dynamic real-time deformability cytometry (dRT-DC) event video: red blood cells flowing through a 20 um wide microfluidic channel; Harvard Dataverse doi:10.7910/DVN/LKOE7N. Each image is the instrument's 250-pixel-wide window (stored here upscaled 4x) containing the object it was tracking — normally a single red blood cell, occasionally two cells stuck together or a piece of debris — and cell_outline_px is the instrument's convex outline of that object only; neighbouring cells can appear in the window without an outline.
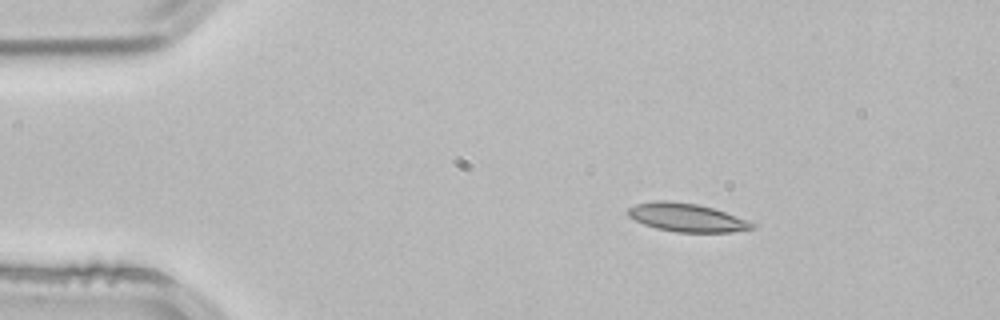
{"species": "common noctule bat (a hibernating species)", "species_latin": "Nyctalus noctula", "temperature_condition": "room temperature", "stored_images_in_passage": 3, "camera_frame_rate_fps": 3000, "um_per_image_px": 0.085, "animal": {"sex": "male", "body_mass_g": 21.5, "forearm_length_mm": 52.0}, "frame": {"image": 1, "passage_image": 1, "time_ms": 0.0, "image_size_px": [1000, 320], "cell_outline_px": [[756, 228], [728, 232], [676, 232], [656, 228], [644, 224], [628, 216], [628, 208], [636, 204], [652, 200], [668, 200], [696, 204], [712, 208], [724, 212], [756, 224]], "centroid_in_image_um": [58.33, 18.48], "position_along_channel_um": 26.7, "area_um2": 20.29}}
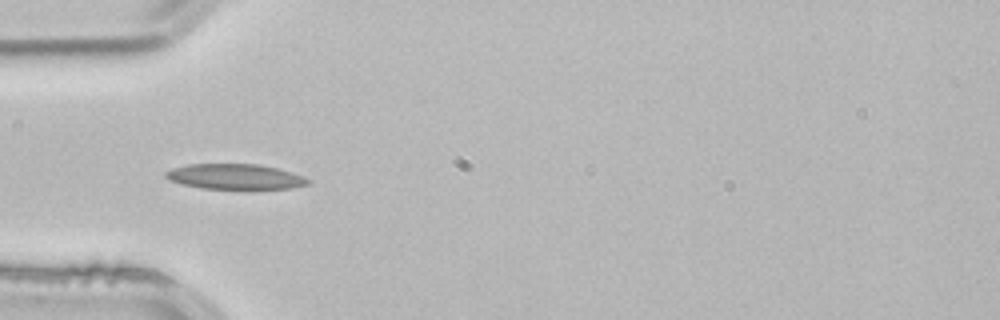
{"frame": {"image": 2, "passage_image": 3, "time_ms": 0.667, "image_size_px": [1000, 320], "cell_outline_px": [[312, 180], [308, 184], [292, 188], [248, 192], [200, 188], [180, 184], [168, 180], [164, 176], [164, 172], [172, 168], [188, 164], [260, 164], [276, 168], [304, 176]], "centroid_in_image_um": [20.0, 15.07], "position_along_channel_um": 65.0, "area_um2": 22.25}}